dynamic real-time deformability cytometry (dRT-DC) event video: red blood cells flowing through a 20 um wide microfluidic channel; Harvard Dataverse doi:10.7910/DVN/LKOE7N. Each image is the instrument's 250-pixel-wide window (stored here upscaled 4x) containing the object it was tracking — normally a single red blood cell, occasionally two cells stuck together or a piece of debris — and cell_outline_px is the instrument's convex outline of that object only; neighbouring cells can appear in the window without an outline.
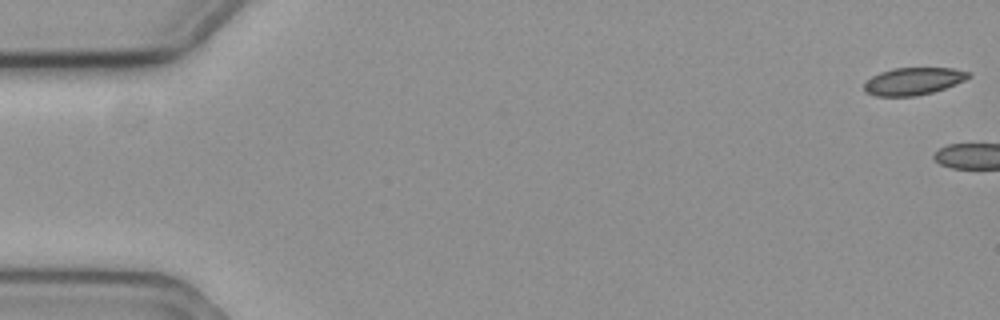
{"species": "common noctule bat (a hibernating species)", "species_latin": "Nyctalus noctula", "temperature_condition": "cold", "stored_images_in_passage": 4, "camera_frame_rate_fps": 3000, "um_per_image_px": 0.085, "animal": {"sex": "female", "body_mass_g": 19.3, "forearm_length_mm": 54.1}, "frame": {"image": 1, "passage_image": 1, "time_ms": 0.0, "image_size_px": [1000, 320], "cell_outline_px": [[972, 76], [956, 84], [932, 92], [916, 96], [876, 96], [864, 92], [864, 84], [872, 76], [880, 72], [892, 68], [952, 68], [972, 72]], "centroid_in_image_um": [77.64, 6.9], "position_along_channel_um": 7.4, "area_um2": 16.7}}